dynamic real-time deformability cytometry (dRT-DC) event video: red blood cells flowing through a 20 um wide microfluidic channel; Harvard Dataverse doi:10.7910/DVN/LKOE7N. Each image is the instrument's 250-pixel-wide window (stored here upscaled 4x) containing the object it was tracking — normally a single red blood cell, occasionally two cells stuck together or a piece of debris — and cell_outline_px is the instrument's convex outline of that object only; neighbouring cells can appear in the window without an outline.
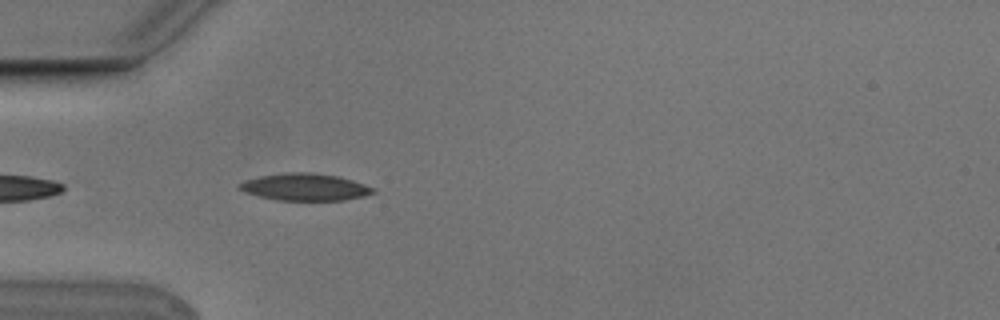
{"species": "Egyptian fruit bat (a non-hibernating species)", "species_latin": "Rousettus aegyptiacus", "temperature_condition": "cold", "stored_images_in_passage": 1, "camera_frame_rate_fps": 3000, "um_per_image_px": 0.085, "animal": {"sex": "male"}, "frame": {"image": 1, "passage_image": 1, "time_ms": 0.0, "image_size_px": [1000, 320], "cell_outline_px": [[376, 192], [364, 196], [344, 200], [276, 200], [244, 192], [236, 188], [236, 184], [244, 180], [260, 176], [284, 172], [312, 172], [336, 176], [352, 180], [376, 188]], "centroid_in_image_um": [25.89, 15.89], "position_along_channel_um": 59.1, "area_um2": 21.27}}